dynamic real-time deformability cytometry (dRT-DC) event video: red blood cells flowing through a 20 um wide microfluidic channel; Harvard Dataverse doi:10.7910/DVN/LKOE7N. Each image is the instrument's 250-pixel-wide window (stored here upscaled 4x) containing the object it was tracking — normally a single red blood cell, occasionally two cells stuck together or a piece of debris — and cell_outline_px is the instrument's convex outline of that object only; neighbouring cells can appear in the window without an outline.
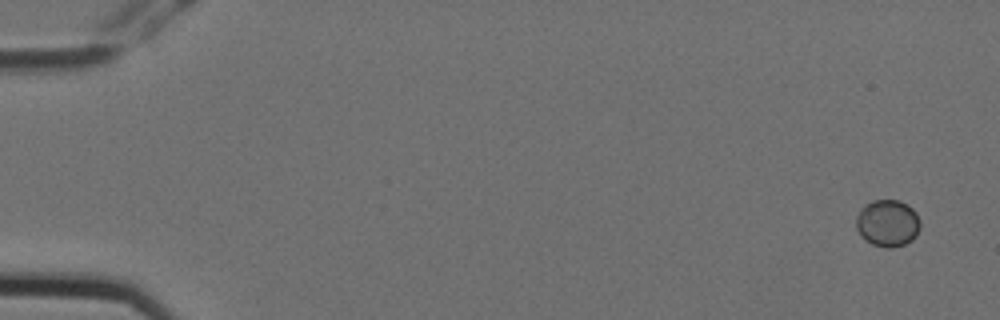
{"species": "Egyptian fruit bat (a non-hibernating species)", "species_latin": "Rousettus aegyptiacus", "temperature_condition": "cold", "stored_images_in_passage": 5, "camera_frame_rate_fps": 3000, "um_per_image_px": 0.085, "animal": {"sex": "female"}, "frame": {"image": 1, "passage_image": 1, "time_ms": 0.0, "image_size_px": [1000, 320], "cell_outline_px": [[920, 228], [916, 236], [912, 240], [904, 244], [892, 248], [884, 248], [872, 244], [864, 240], [856, 228], [856, 216], [864, 204], [872, 200], [900, 200], [908, 204], [916, 212], [920, 220]], "centroid_in_image_um": [75.45, 18.96], "position_along_channel_um": 9.6, "area_um2": 17.86}}
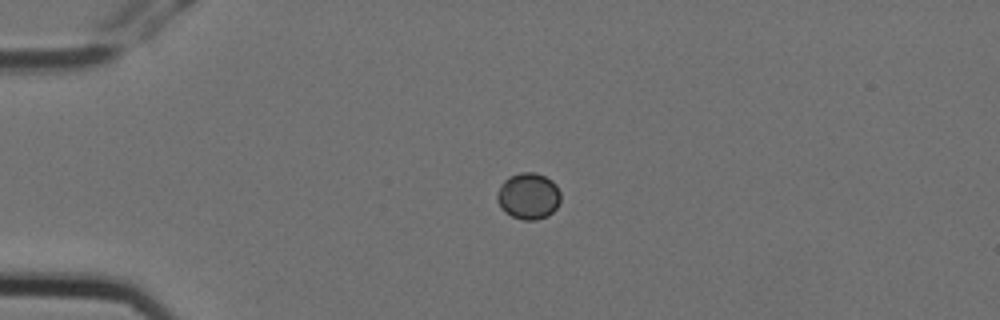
{"frame": {"image": 2, "passage_image": 4, "time_ms": 1.0, "image_size_px": [1000, 320], "cell_outline_px": [[560, 200], [556, 208], [548, 216], [536, 220], [524, 220], [512, 216], [504, 212], [500, 208], [496, 200], [496, 192], [500, 184], [508, 176], [520, 172], [536, 172], [552, 180], [556, 184], [560, 192]], "centroid_in_image_um": [44.88, 16.65], "position_along_channel_um": 40.1, "area_um2": 17.51}}